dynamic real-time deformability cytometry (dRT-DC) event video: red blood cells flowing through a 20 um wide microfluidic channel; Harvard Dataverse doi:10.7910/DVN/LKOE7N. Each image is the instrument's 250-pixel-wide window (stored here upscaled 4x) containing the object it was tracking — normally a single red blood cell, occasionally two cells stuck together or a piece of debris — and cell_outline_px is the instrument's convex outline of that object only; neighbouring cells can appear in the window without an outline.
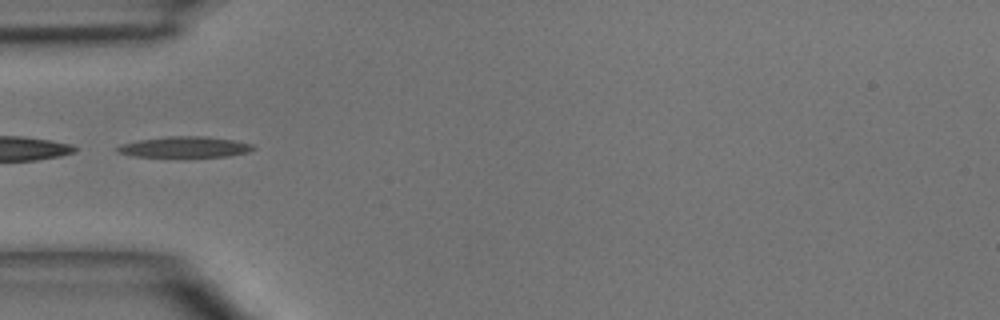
{"species": "common noctule bat (a hibernating species)", "species_latin": "Nyctalus noctula", "temperature_condition": "room temperature", "stored_images_in_passage": 7, "segment_of_instrument_passage": [2, 2], "camera_frame_rate_fps": 3000, "um_per_image_px": 0.085, "animal": {"sex": "male", "body_mass_g": 15.6}, "frame": {"image": 1, "passage_image": 5, "time_ms": 4.667, "image_size_px": [1000, 320], "cell_outline_px": [[256, 148], [248, 152], [228, 156], [184, 160], [132, 156], [116, 152], [116, 148], [120, 144], [140, 140], [168, 136], [204, 136], [236, 140], [252, 144]], "centroid_in_image_um": [15.69, 12.55], "position_along_channel_um": 69.3, "area_um2": 17.74}}
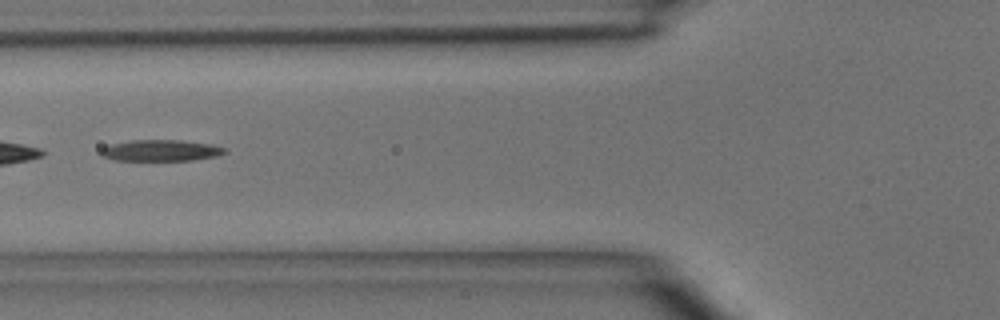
{"frame": {"image": 2, "passage_image": 6, "time_ms": 5.667, "image_size_px": [1000, 320], "cell_outline_px": [[228, 152], [216, 156], [192, 160], [116, 160], [100, 156], [100, 148], [112, 144], [132, 140], [180, 140], [212, 144], [228, 148]], "centroid_in_image_um": [13.69, 12.78], "position_along_channel_um": 112.1, "area_um2": 15.43}}